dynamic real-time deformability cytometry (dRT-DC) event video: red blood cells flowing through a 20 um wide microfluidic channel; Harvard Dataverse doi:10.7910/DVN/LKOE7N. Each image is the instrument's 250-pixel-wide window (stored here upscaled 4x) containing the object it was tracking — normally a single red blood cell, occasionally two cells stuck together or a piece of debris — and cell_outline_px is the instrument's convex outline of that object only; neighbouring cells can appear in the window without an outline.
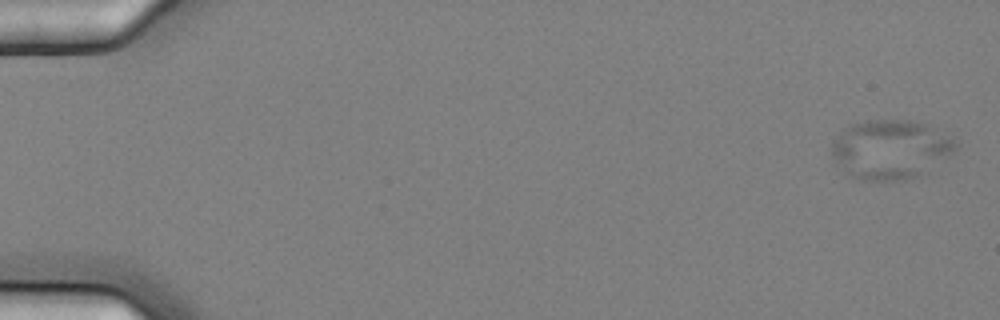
{"species": "common noctule bat (a hibernating species)", "species_latin": "Nyctalus noctula", "temperature_condition": "cold", "stored_images_in_passage": 6, "camera_frame_rate_fps": 3000, "um_per_image_px": 0.085, "animal": {"sex": "female", "body_mass_g": 25.1}, "frame": {"image": 1, "passage_image": 1, "time_ms": 0.0, "image_size_px": [1000, 320], "cell_outline_px": [[960, 148], [916, 176], [904, 180], [860, 180], [852, 176], [832, 156], [832, 144], [852, 124], [868, 120], [912, 120], [928, 124], [960, 144]], "centroid_in_image_um": [75.74, 12.68], "position_along_channel_um": 9.3, "area_um2": 41.73}}
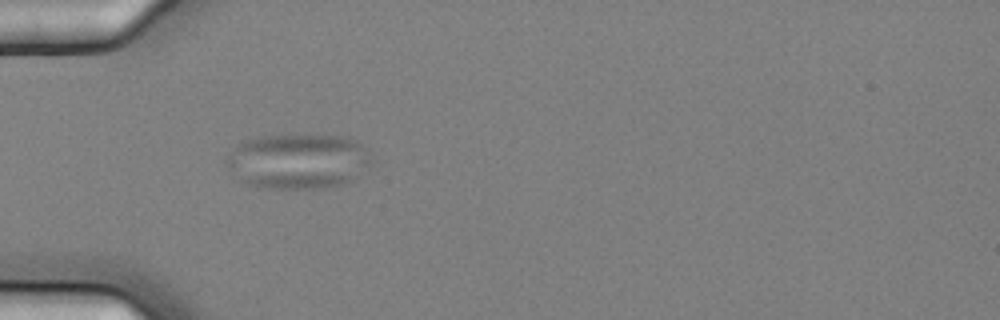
{"frame": {"image": 2, "passage_image": 6, "time_ms": 1.667, "image_size_px": [1000, 320], "cell_outline_px": [[372, 164], [348, 180], [340, 184], [324, 188], [260, 188], [248, 184], [232, 176], [224, 160], [236, 144], [244, 140], [260, 136], [348, 136], [356, 140], [364, 148], [372, 160]], "centroid_in_image_um": [25.26, 13.7], "position_along_channel_um": 59.7, "area_um2": 46.41}}